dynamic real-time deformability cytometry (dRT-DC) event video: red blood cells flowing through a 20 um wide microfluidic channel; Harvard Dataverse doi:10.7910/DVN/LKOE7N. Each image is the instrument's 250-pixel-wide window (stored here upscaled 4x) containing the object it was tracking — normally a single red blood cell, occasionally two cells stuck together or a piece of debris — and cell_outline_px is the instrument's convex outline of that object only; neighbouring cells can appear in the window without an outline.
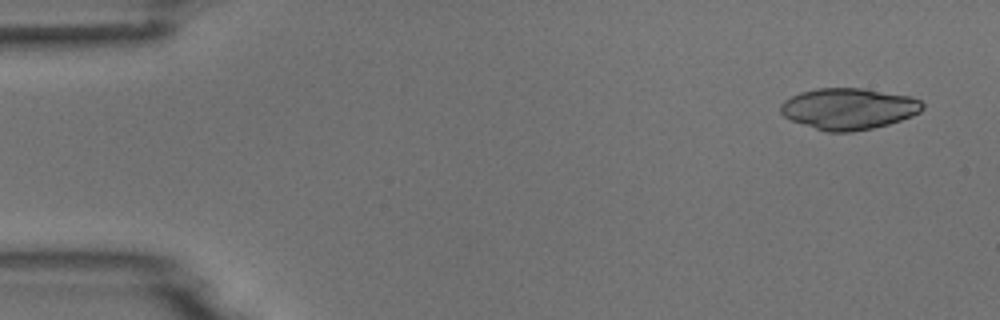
{"species": "common noctule bat (a hibernating species)", "species_latin": "Nyctalus noctula", "temperature_condition": "room temperature", "stored_images_in_passage": 4, "camera_frame_rate_fps": 3000, "um_per_image_px": 0.085, "animal": {"sex": "male", "body_mass_g": 18.8}, "frame": {"image": 1, "passage_image": 1, "time_ms": 0.0, "image_size_px": [1000, 320], "cell_outline_px": [[924, 108], [920, 112], [912, 116], [888, 124], [872, 128], [852, 132], [828, 132], [792, 120], [784, 116], [780, 112], [780, 104], [784, 100], [800, 92], [816, 88], [864, 88], [908, 96], [920, 100], [924, 104]], "centroid_in_image_um": [72.14, 9.23], "position_along_channel_um": 12.9, "area_um2": 34.04}}